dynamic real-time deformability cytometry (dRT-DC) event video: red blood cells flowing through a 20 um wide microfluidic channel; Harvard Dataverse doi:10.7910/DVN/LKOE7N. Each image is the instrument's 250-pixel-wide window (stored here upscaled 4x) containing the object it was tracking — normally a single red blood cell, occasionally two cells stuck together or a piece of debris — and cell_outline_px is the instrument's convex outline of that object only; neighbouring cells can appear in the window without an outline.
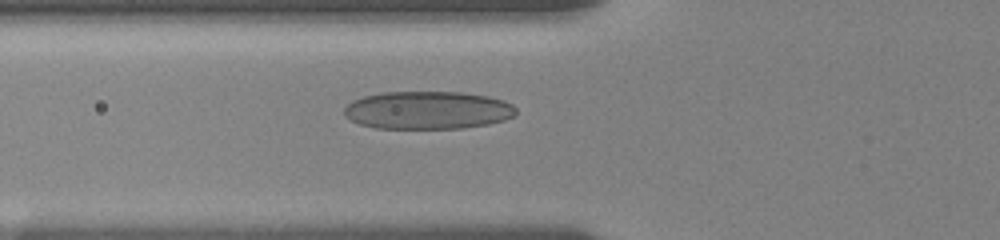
{"species": "human", "species_latin": "Homo sapiens", "temperature_condition": "room temperature", "stored_images_in_passage": 17, "camera_frame_rate_fps": 3000, "um_per_image_px": 0.085, "donor": {"sex": "female"}, "frame": {"image": 1, "passage_image": 3, "time_ms": 0.667, "image_size_px": [1000, 240], "cell_outline_px": [[516, 116], [504, 120], [488, 124], [464, 128], [376, 128], [360, 124], [352, 120], [344, 112], [344, 108], [352, 100], [364, 96], [380, 92], [460, 92], [488, 96], [504, 100], [512, 104], [516, 108]], "centroid_in_image_um": [36.39, 9.36], "position_along_channel_um": 89.4, "area_um2": 38.03}}
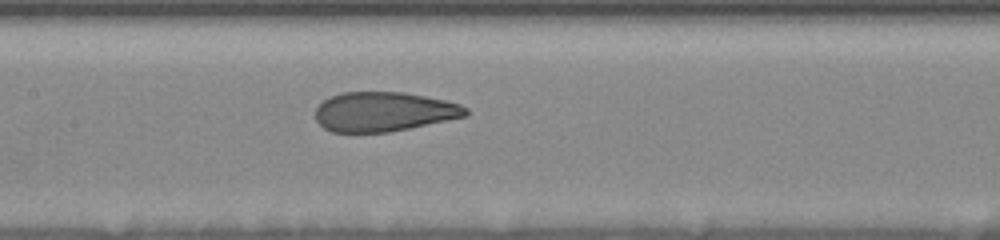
{"frame": {"image": 2, "passage_image": 10, "time_ms": 3.0, "image_size_px": [1000, 240], "cell_outline_px": [[468, 116], [388, 132], [332, 132], [324, 128], [316, 120], [316, 108], [328, 96], [340, 92], [404, 92], [444, 100], [460, 104], [468, 108]], "centroid_in_image_um": [32.61, 9.49], "position_along_channel_um": 174.8, "area_um2": 34.56}}
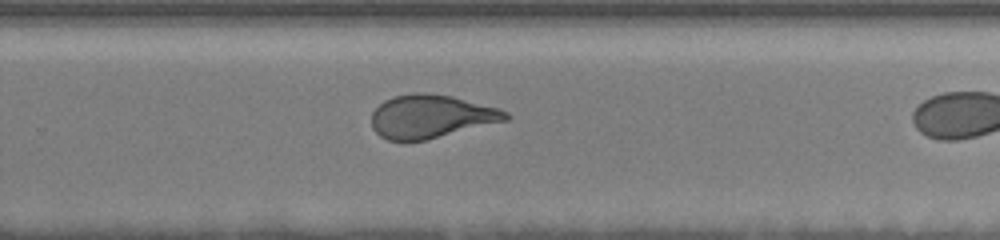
{"frame": {"image": 3, "passage_image": 16, "time_ms": 5.0, "image_size_px": [1000, 240], "cell_outline_px": [[512, 116], [508, 120], [428, 140], [388, 140], [380, 136], [372, 128], [372, 112], [384, 100], [396, 96], [412, 92], [424, 92], [452, 96], [500, 108], [508, 112]], "centroid_in_image_um": [36.67, 9.89], "position_along_channel_um": 293.1, "area_um2": 34.04}}